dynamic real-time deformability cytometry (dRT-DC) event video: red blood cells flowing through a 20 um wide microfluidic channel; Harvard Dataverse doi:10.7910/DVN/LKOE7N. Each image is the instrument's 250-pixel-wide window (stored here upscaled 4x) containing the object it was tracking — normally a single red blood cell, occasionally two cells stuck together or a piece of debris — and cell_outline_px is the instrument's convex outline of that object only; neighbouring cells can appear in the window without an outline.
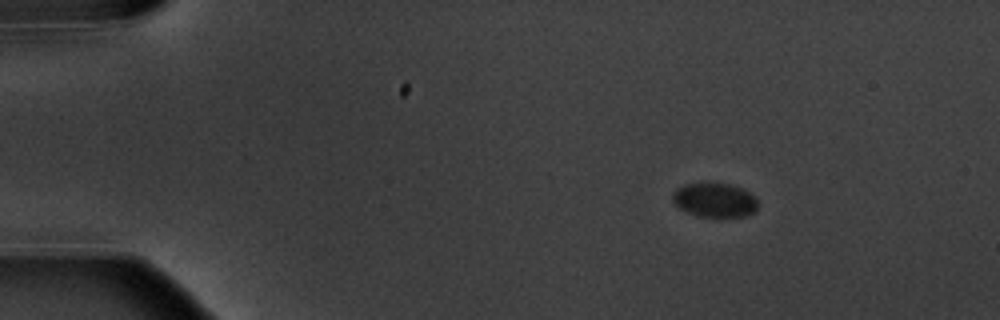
{"species": "common noctule bat (a hibernating species)", "species_latin": "Nyctalus noctula", "temperature_condition": "warm", "stored_images_in_passage": 9, "camera_frame_rate_fps": 3000, "um_per_image_px": 0.085, "animal": {"sex": "male", "body_mass_g": 20.1, "forearm_length_mm": 53.5}, "frame": {"image": 1, "passage_image": 1, "time_ms": 0.0, "image_size_px": [1000, 320], "cell_outline_px": [[756, 208], [752, 212], [744, 216], [696, 216], [680, 208], [672, 200], [672, 192], [676, 188], [684, 184], [728, 184], [740, 188], [756, 196]], "centroid_in_image_um": [60.71, 17.0], "position_along_channel_um": 24.3, "area_um2": 16.59}}
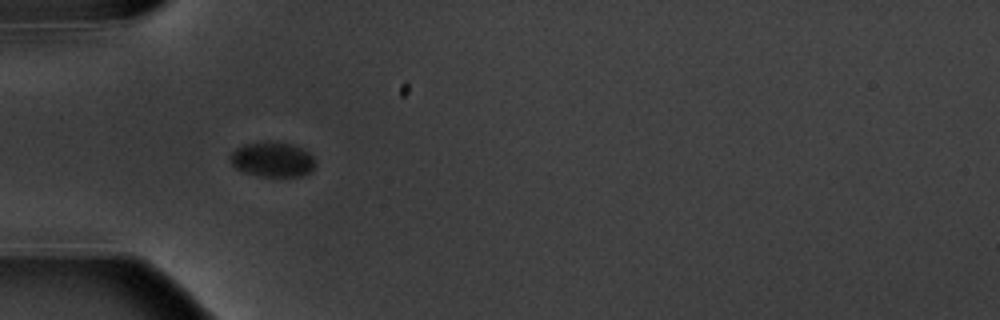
{"frame": {"image": 2, "passage_image": 4, "time_ms": 3.333, "image_size_px": [1000, 320], "cell_outline_px": [[312, 168], [304, 176], [260, 176], [244, 172], [236, 168], [228, 160], [228, 156], [236, 148], [244, 144], [264, 140], [268, 140], [292, 144], [308, 152], [312, 156]], "centroid_in_image_um": [23.08, 13.53], "position_along_channel_um": 61.9, "area_um2": 17.34}}